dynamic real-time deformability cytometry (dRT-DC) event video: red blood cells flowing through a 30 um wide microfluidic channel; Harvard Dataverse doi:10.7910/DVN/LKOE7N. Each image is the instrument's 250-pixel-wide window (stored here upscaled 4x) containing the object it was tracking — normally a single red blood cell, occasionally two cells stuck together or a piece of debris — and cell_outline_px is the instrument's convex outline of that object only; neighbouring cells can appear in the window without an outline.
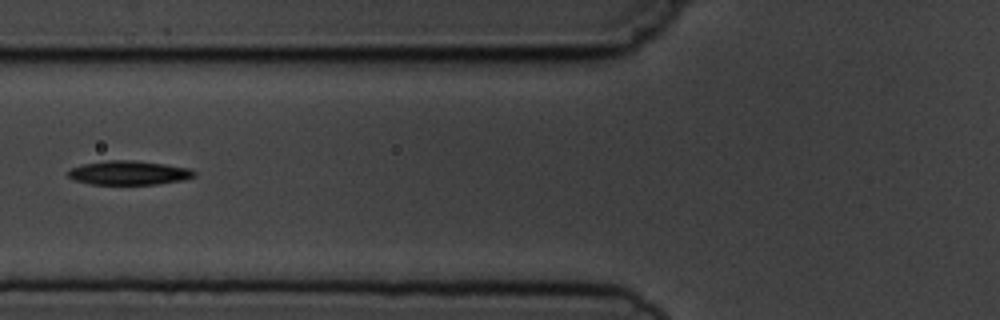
{"species": "common noctule bat (a hibernating species)", "species_latin": "Nyctalus noctula", "temperature_condition": "cold", "stored_images_in_passage": 3, "camera_frame_rate_fps": 3000, "um_per_image_px": 0.085, "animal": {"sex": "male", "body_mass_g": 19.5, "forearm_length_mm": 54.6}, "frame": {"image": 1, "passage_image": 3, "time_ms": 2.333, "image_size_px": [1000, 320], "cell_outline_px": [[196, 176], [184, 180], [156, 184], [88, 184], [72, 180], [68, 176], [68, 172], [72, 168], [84, 164], [108, 160], [132, 160], [164, 164], [188, 168], [196, 172]], "centroid_in_image_um": [10.95, 14.7], "position_along_channel_um": 114.8, "area_um2": 17.63}}